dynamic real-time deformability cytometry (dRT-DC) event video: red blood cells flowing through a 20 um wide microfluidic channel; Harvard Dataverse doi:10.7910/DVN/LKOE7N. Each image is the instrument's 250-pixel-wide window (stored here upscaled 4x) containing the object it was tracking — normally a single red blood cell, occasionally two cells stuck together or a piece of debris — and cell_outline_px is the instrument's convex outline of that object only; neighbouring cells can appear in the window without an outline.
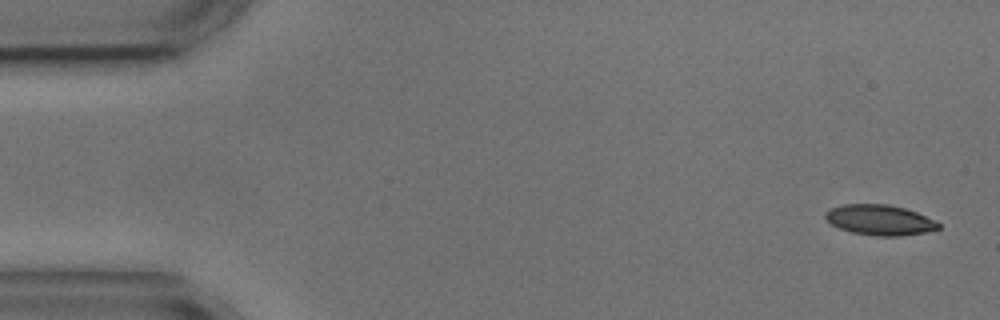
{"species": "common noctule bat (a hibernating species)", "species_latin": "Nyctalus noctula", "temperature_condition": "cold", "stored_images_in_passage": 6, "camera_frame_rate_fps": 3000, "um_per_image_px": 0.085, "animal": {"sex": "male", "body_mass_g": 17.9, "forearm_length_mm": 54.2}, "frame": {"image": 1, "passage_image": 1, "time_ms": 0.0, "image_size_px": [1000, 320], "cell_outline_px": [[940, 228], [928, 232], [900, 236], [876, 236], [852, 232], [840, 228], [832, 224], [824, 216], [824, 212], [828, 208], [840, 204], [888, 204], [904, 208], [916, 212], [936, 220], [940, 224]], "centroid_in_image_um": [74.77, 18.69], "position_along_channel_um": 10.2, "area_um2": 20.17}}
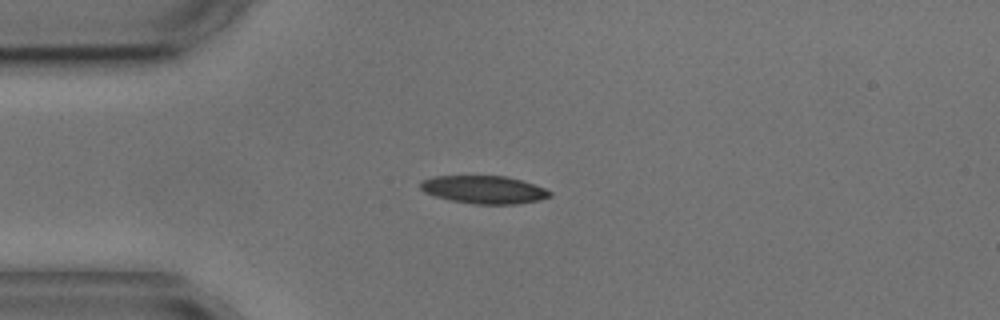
{"frame": {"image": 2, "passage_image": 4, "time_ms": 3.667, "image_size_px": [1000, 320], "cell_outline_px": [[552, 196], [540, 200], [516, 204], [476, 204], [452, 200], [436, 196], [424, 192], [420, 188], [420, 180], [432, 176], [504, 176], [520, 180], [544, 188], [552, 192]], "centroid_in_image_um": [41.12, 16.12], "position_along_channel_um": 43.9, "area_um2": 20.92}}